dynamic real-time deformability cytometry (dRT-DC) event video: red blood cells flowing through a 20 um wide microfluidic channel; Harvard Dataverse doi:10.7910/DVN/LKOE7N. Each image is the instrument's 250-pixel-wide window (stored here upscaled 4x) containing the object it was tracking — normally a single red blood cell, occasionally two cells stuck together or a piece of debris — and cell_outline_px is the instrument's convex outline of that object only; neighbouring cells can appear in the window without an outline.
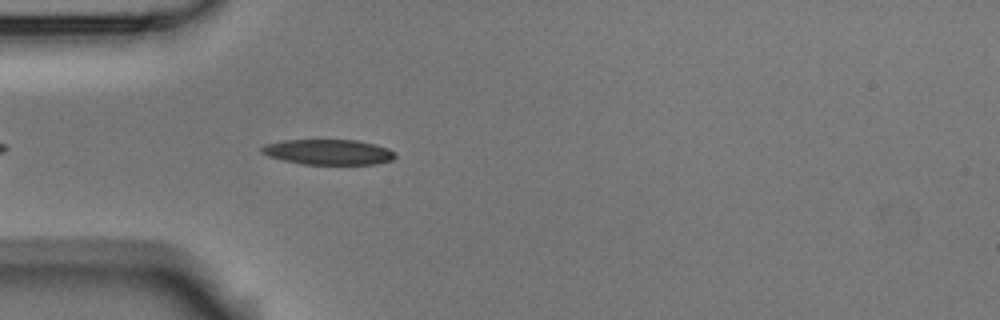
{"species": "Egyptian fruit bat (a non-hibernating species)", "species_latin": "Rousettus aegyptiacus", "temperature_condition": "room temperature", "stored_images_in_passage": 1, "camera_frame_rate_fps": 3000, "um_per_image_px": 0.085, "animal": {"sex": "male"}, "frame": {"image": 1, "passage_image": 1, "time_ms": 0.0, "image_size_px": [1000, 320], "cell_outline_px": [[396, 156], [392, 160], [376, 164], [304, 164], [284, 160], [268, 156], [260, 152], [260, 148], [264, 144], [284, 140], [356, 140], [388, 148], [396, 152]], "centroid_in_image_um": [27.9, 12.92], "position_along_channel_um": 57.1, "area_um2": 19.65}}